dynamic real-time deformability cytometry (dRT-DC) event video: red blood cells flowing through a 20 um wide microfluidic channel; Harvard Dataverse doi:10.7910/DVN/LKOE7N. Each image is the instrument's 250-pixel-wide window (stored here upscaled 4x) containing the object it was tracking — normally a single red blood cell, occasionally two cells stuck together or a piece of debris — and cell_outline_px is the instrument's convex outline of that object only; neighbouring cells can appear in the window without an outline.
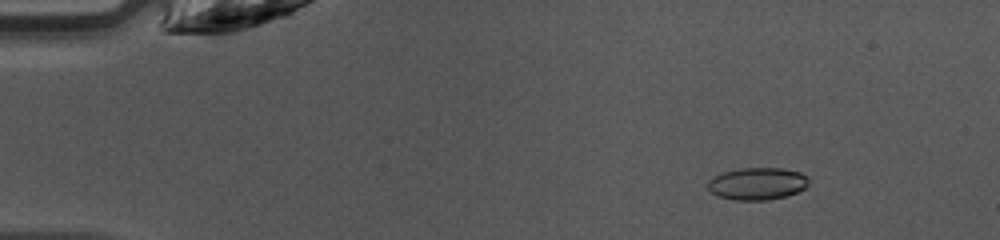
{"species": "common noctule bat (a hibernating species)", "species_latin": "Nyctalus noctula", "temperature_condition": "warm", "stored_images_in_passage": 47, "camera_frame_rate_fps": 3000, "um_per_image_px": 0.085, "animal": {"sex": "female", "body_mass_g": 10.0, "forearm_length_mm": 53.1}, "frame": {"image": 1, "passage_image": 6, "time_ms": 1.667, "image_size_px": [1000, 240], "cell_outline_px": [[808, 184], [804, 188], [796, 192], [784, 196], [768, 200], [736, 200], [720, 196], [712, 192], [708, 188], [708, 180], [724, 172], [740, 168], [780, 168], [800, 172], [808, 176]], "centroid_in_image_um": [64.39, 15.6], "position_along_channel_um": 20.6, "area_um2": 18.73}}
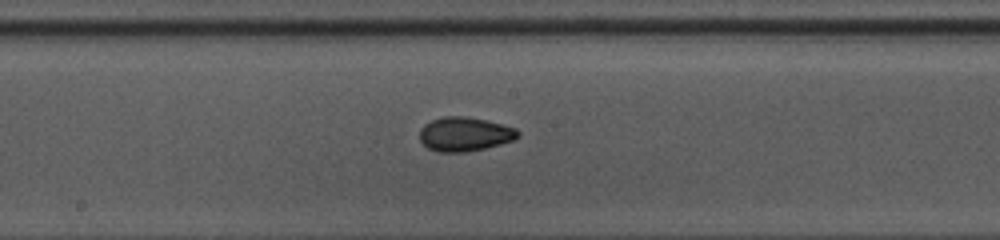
{"frame": {"image": 2, "passage_image": 25, "time_ms": 8.0, "image_size_px": [1000, 240], "cell_outline_px": [[520, 136], [512, 140], [500, 144], [468, 152], [436, 152], [428, 148], [420, 140], [420, 128], [424, 124], [432, 120], [444, 116], [464, 116], [484, 120], [516, 128], [520, 132]], "centroid_in_image_um": [39.48, 11.41], "position_along_channel_um": 208.7, "area_um2": 19.48}}
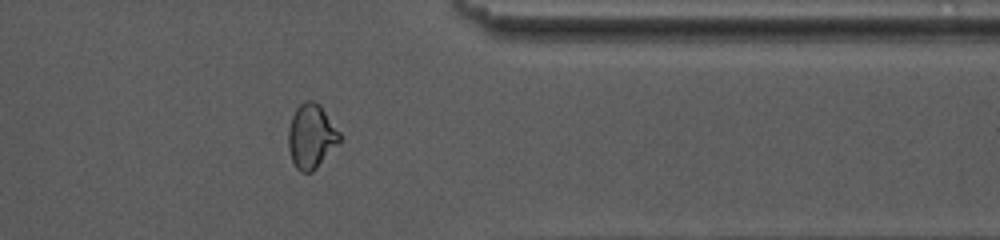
{"frame": {"image": 3, "passage_image": 38, "time_ms": 12.333, "image_size_px": [1000, 240], "cell_outline_px": [[340, 140], [316, 168], [312, 172], [300, 172], [296, 168], [292, 160], [288, 148], [288, 128], [292, 116], [296, 108], [304, 100], [312, 100], [320, 104], [340, 132]], "centroid_in_image_um": [26.43, 11.56], "position_along_channel_um": 385.0, "area_um2": 19.13}, "authors_computed_cell_mechanics": {"area_um2": 19.0162, "velocity_mm_per_s": 4.2562, "shape_relaxation_time_tau1_ms": 5.8178, "shape_relaxation_time_tau2_ms": 1.248, "deformation_change_tau1": 0.1523, "deformation_change_tau2": 0.0557}}